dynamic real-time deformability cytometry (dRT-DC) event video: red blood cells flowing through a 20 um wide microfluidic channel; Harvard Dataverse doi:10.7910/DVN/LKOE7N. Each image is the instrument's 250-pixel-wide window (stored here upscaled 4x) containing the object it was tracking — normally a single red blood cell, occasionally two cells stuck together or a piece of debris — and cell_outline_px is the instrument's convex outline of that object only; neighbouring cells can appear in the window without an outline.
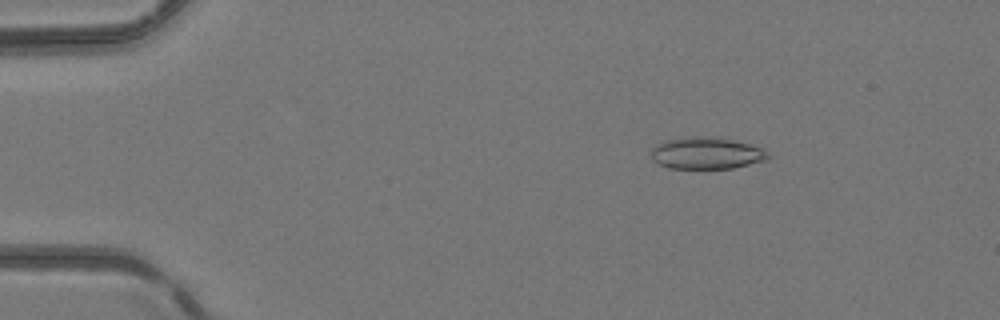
{"species": "common noctule bat (a hibernating species)", "species_latin": "Nyctalus noctula", "temperature_condition": "room temperature", "stored_images_in_passage": 4, "camera_frame_rate_fps": 3000, "um_per_image_px": 0.085, "animal": {"sex": "female", "body_mass_g": 24.6, "forearm_length_mm": 56.2}, "frame": {"image": 1, "passage_image": 2, "time_ms": 2.333, "image_size_px": [1000, 320], "cell_outline_px": [[772, 156], [764, 160], [732, 168], [668, 168], [652, 160], [648, 152], [648, 148], [664, 140], [692, 136], [708, 136], [736, 140], [752, 144], [764, 148]], "centroid_in_image_um": [60.01, 13.0], "position_along_channel_um": 25.0, "area_um2": 22.14}}